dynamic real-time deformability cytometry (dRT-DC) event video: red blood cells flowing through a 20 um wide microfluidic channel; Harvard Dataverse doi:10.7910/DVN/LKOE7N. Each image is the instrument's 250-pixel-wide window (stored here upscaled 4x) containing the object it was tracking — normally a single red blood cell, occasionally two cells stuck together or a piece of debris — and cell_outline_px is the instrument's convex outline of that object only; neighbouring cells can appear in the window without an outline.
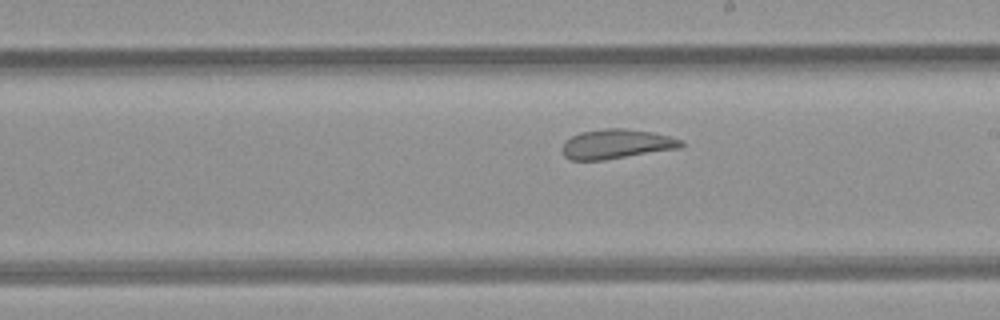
{"species": "common noctule bat (a hibernating species)", "species_latin": "Nyctalus noctula", "temperature_condition": "room temperature", "stored_images_in_passage": 25, "camera_frame_rate_fps": 3000, "um_per_image_px": 0.085, "animal": {"sex": "female", "body_mass_g": 21.9}, "frame": {"image": 1, "passage_image": 15, "time_ms": 4.667, "image_size_px": [1000, 320], "cell_outline_px": [[684, 144], [680, 148], [604, 160], [572, 160], [564, 156], [560, 148], [572, 136], [580, 132], [604, 128], [624, 128], [652, 132], [668, 136], [680, 140]], "centroid_in_image_um": [52.37, 12.24], "position_along_channel_um": 236.6, "area_um2": 20.35}}
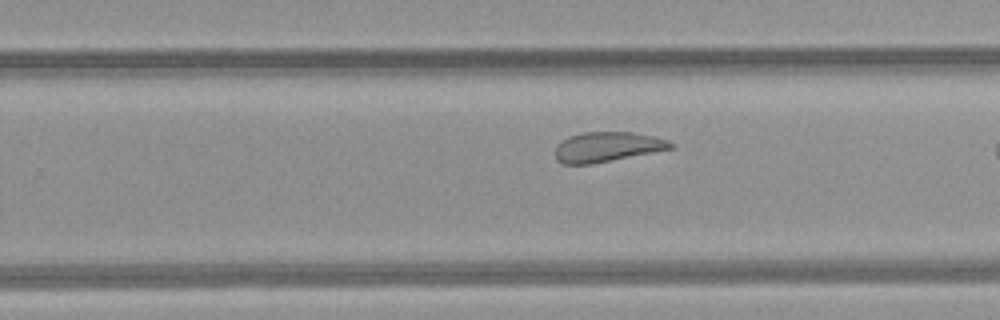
{"frame": {"image": 2, "passage_image": 18, "time_ms": 5.667, "image_size_px": [1000, 320], "cell_outline_px": [[676, 148], [592, 164], [564, 164], [556, 160], [556, 144], [568, 136], [584, 132], [632, 132], [652, 136], [668, 140], [676, 144]], "centroid_in_image_um": [51.64, 12.49], "position_along_channel_um": 278.2, "area_um2": 20.29}}